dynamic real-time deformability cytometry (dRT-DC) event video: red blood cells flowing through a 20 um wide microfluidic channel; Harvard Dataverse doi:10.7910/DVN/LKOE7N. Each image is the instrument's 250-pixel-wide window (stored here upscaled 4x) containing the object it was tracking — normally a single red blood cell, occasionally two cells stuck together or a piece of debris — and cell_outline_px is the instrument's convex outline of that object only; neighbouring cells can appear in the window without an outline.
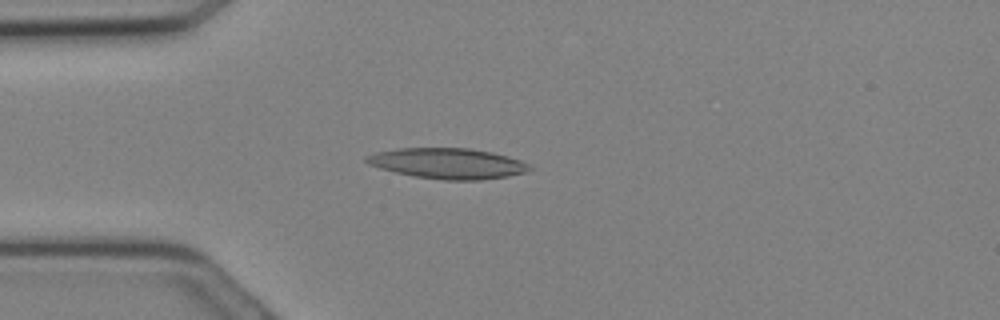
{"species": "Egyptian fruit bat (a non-hibernating species)", "species_latin": "Rousettus aegyptiacus", "temperature_condition": "cold", "stored_images_in_passage": 7, "camera_frame_rate_fps": 3000, "um_per_image_px": 0.085, "animal": {"sex": "female"}, "frame": {"image": 1, "passage_image": 6, "time_ms": 1.667, "image_size_px": [1000, 320], "cell_outline_px": [[532, 168], [524, 172], [508, 176], [480, 180], [444, 180], [412, 176], [380, 168], [368, 164], [364, 160], [364, 156], [376, 152], [396, 148], [468, 148], [492, 152], [508, 156], [520, 160], [528, 164]], "centroid_in_image_um": [38.02, 13.89], "position_along_channel_um": 47.0, "area_um2": 29.07}}